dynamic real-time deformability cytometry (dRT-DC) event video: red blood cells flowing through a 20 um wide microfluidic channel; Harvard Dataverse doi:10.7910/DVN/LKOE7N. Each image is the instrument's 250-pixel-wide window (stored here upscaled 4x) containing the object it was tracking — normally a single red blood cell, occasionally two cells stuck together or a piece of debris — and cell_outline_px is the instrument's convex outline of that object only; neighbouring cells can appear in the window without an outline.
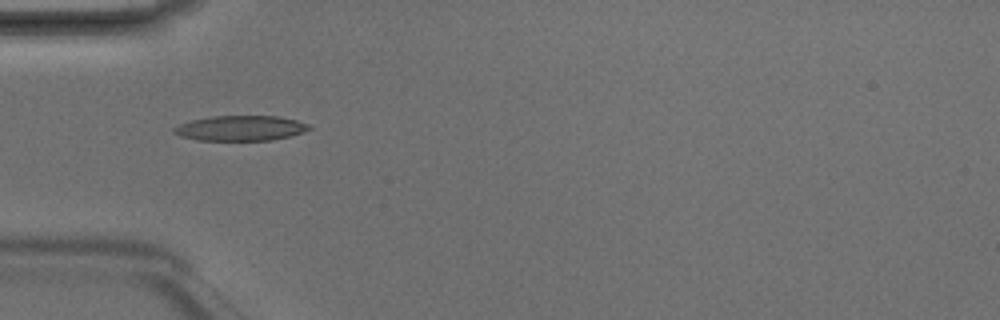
{"species": "Egyptian fruit bat (a non-hibernating species)", "species_latin": "Rousettus aegyptiacus", "temperature_condition": "room temperature", "stored_images_in_passage": 2, "camera_frame_rate_fps": 3000, "um_per_image_px": 0.085, "animal": {"sex": "male"}, "frame": {"image": 1, "passage_image": 1, "time_ms": 0.0, "image_size_px": [1000, 320], "cell_outline_px": [[312, 128], [292, 136], [272, 140], [196, 140], [180, 136], [172, 132], [172, 128], [180, 124], [192, 120], [212, 116], [280, 116], [296, 120], [308, 124]], "centroid_in_image_um": [20.44, 10.89], "position_along_channel_um": 64.6, "area_um2": 19.83}}